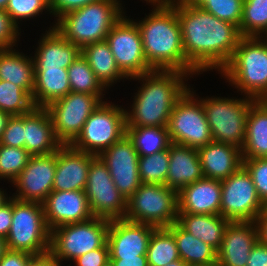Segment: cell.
<instances>
[{
  "label": "cell",
  "mask_w": 267,
  "mask_h": 266,
  "mask_svg": "<svg viewBox=\"0 0 267 266\" xmlns=\"http://www.w3.org/2000/svg\"><path fill=\"white\" fill-rule=\"evenodd\" d=\"M105 100L88 117L72 148L99 156L126 134V109Z\"/></svg>",
  "instance_id": "cell-9"
},
{
  "label": "cell",
  "mask_w": 267,
  "mask_h": 266,
  "mask_svg": "<svg viewBox=\"0 0 267 266\" xmlns=\"http://www.w3.org/2000/svg\"><path fill=\"white\" fill-rule=\"evenodd\" d=\"M81 54L106 89L109 90L111 86L114 87L122 79L123 81L125 78V80L128 79L118 68L106 40L85 45L81 49Z\"/></svg>",
  "instance_id": "cell-30"
},
{
  "label": "cell",
  "mask_w": 267,
  "mask_h": 266,
  "mask_svg": "<svg viewBox=\"0 0 267 266\" xmlns=\"http://www.w3.org/2000/svg\"><path fill=\"white\" fill-rule=\"evenodd\" d=\"M259 240L267 245V206L259 213L255 220Z\"/></svg>",
  "instance_id": "cell-51"
},
{
  "label": "cell",
  "mask_w": 267,
  "mask_h": 266,
  "mask_svg": "<svg viewBox=\"0 0 267 266\" xmlns=\"http://www.w3.org/2000/svg\"><path fill=\"white\" fill-rule=\"evenodd\" d=\"M229 220L220 214L178 213L176 223L185 231L218 250Z\"/></svg>",
  "instance_id": "cell-27"
},
{
  "label": "cell",
  "mask_w": 267,
  "mask_h": 266,
  "mask_svg": "<svg viewBox=\"0 0 267 266\" xmlns=\"http://www.w3.org/2000/svg\"><path fill=\"white\" fill-rule=\"evenodd\" d=\"M168 150L166 186L179 192L183 187L204 177L197 149L171 143Z\"/></svg>",
  "instance_id": "cell-26"
},
{
  "label": "cell",
  "mask_w": 267,
  "mask_h": 266,
  "mask_svg": "<svg viewBox=\"0 0 267 266\" xmlns=\"http://www.w3.org/2000/svg\"><path fill=\"white\" fill-rule=\"evenodd\" d=\"M13 197L0 208V237L7 238L12 225Z\"/></svg>",
  "instance_id": "cell-48"
},
{
  "label": "cell",
  "mask_w": 267,
  "mask_h": 266,
  "mask_svg": "<svg viewBox=\"0 0 267 266\" xmlns=\"http://www.w3.org/2000/svg\"><path fill=\"white\" fill-rule=\"evenodd\" d=\"M109 224L110 220L93 217L85 222L65 224L52 229L49 252L62 263L74 261L107 243Z\"/></svg>",
  "instance_id": "cell-10"
},
{
  "label": "cell",
  "mask_w": 267,
  "mask_h": 266,
  "mask_svg": "<svg viewBox=\"0 0 267 266\" xmlns=\"http://www.w3.org/2000/svg\"><path fill=\"white\" fill-rule=\"evenodd\" d=\"M109 259V247L106 243L103 247L81 255L72 262H75L76 266H103Z\"/></svg>",
  "instance_id": "cell-45"
},
{
  "label": "cell",
  "mask_w": 267,
  "mask_h": 266,
  "mask_svg": "<svg viewBox=\"0 0 267 266\" xmlns=\"http://www.w3.org/2000/svg\"><path fill=\"white\" fill-rule=\"evenodd\" d=\"M99 157L106 164L117 189L128 200L141 185L139 155L133 141L125 134Z\"/></svg>",
  "instance_id": "cell-17"
},
{
  "label": "cell",
  "mask_w": 267,
  "mask_h": 266,
  "mask_svg": "<svg viewBox=\"0 0 267 266\" xmlns=\"http://www.w3.org/2000/svg\"><path fill=\"white\" fill-rule=\"evenodd\" d=\"M174 235L180 259L188 266L217 264V250L183 230L176 222L167 227Z\"/></svg>",
  "instance_id": "cell-32"
},
{
  "label": "cell",
  "mask_w": 267,
  "mask_h": 266,
  "mask_svg": "<svg viewBox=\"0 0 267 266\" xmlns=\"http://www.w3.org/2000/svg\"><path fill=\"white\" fill-rule=\"evenodd\" d=\"M20 36L21 28H18L12 22L5 10L0 9V50H8L17 47L18 44L16 42L20 41Z\"/></svg>",
  "instance_id": "cell-44"
},
{
  "label": "cell",
  "mask_w": 267,
  "mask_h": 266,
  "mask_svg": "<svg viewBox=\"0 0 267 266\" xmlns=\"http://www.w3.org/2000/svg\"><path fill=\"white\" fill-rule=\"evenodd\" d=\"M31 156L24 148L0 144V180H7L11 184L26 167Z\"/></svg>",
  "instance_id": "cell-39"
},
{
  "label": "cell",
  "mask_w": 267,
  "mask_h": 266,
  "mask_svg": "<svg viewBox=\"0 0 267 266\" xmlns=\"http://www.w3.org/2000/svg\"><path fill=\"white\" fill-rule=\"evenodd\" d=\"M169 167V150L139 156L138 169L141 183L166 185Z\"/></svg>",
  "instance_id": "cell-38"
},
{
  "label": "cell",
  "mask_w": 267,
  "mask_h": 266,
  "mask_svg": "<svg viewBox=\"0 0 267 266\" xmlns=\"http://www.w3.org/2000/svg\"><path fill=\"white\" fill-rule=\"evenodd\" d=\"M10 117V114L0 110V139Z\"/></svg>",
  "instance_id": "cell-53"
},
{
  "label": "cell",
  "mask_w": 267,
  "mask_h": 266,
  "mask_svg": "<svg viewBox=\"0 0 267 266\" xmlns=\"http://www.w3.org/2000/svg\"><path fill=\"white\" fill-rule=\"evenodd\" d=\"M126 134L139 156L167 150L171 144L167 126H126Z\"/></svg>",
  "instance_id": "cell-33"
},
{
  "label": "cell",
  "mask_w": 267,
  "mask_h": 266,
  "mask_svg": "<svg viewBox=\"0 0 267 266\" xmlns=\"http://www.w3.org/2000/svg\"><path fill=\"white\" fill-rule=\"evenodd\" d=\"M197 151L205 178L222 181L243 165L241 149L228 143L212 141Z\"/></svg>",
  "instance_id": "cell-25"
},
{
  "label": "cell",
  "mask_w": 267,
  "mask_h": 266,
  "mask_svg": "<svg viewBox=\"0 0 267 266\" xmlns=\"http://www.w3.org/2000/svg\"><path fill=\"white\" fill-rule=\"evenodd\" d=\"M34 71L35 87L32 93V101L35 107L45 108L50 103L71 92L67 69Z\"/></svg>",
  "instance_id": "cell-31"
},
{
  "label": "cell",
  "mask_w": 267,
  "mask_h": 266,
  "mask_svg": "<svg viewBox=\"0 0 267 266\" xmlns=\"http://www.w3.org/2000/svg\"><path fill=\"white\" fill-rule=\"evenodd\" d=\"M243 166L252 178L258 197L267 206V157L243 158Z\"/></svg>",
  "instance_id": "cell-42"
},
{
  "label": "cell",
  "mask_w": 267,
  "mask_h": 266,
  "mask_svg": "<svg viewBox=\"0 0 267 266\" xmlns=\"http://www.w3.org/2000/svg\"><path fill=\"white\" fill-rule=\"evenodd\" d=\"M207 0H180L181 3L188 6L201 7Z\"/></svg>",
  "instance_id": "cell-54"
},
{
  "label": "cell",
  "mask_w": 267,
  "mask_h": 266,
  "mask_svg": "<svg viewBox=\"0 0 267 266\" xmlns=\"http://www.w3.org/2000/svg\"><path fill=\"white\" fill-rule=\"evenodd\" d=\"M166 266H188L185 262H183L181 259H178L176 261H173Z\"/></svg>",
  "instance_id": "cell-58"
},
{
  "label": "cell",
  "mask_w": 267,
  "mask_h": 266,
  "mask_svg": "<svg viewBox=\"0 0 267 266\" xmlns=\"http://www.w3.org/2000/svg\"><path fill=\"white\" fill-rule=\"evenodd\" d=\"M267 30V0H244L239 31L242 37H261Z\"/></svg>",
  "instance_id": "cell-36"
},
{
  "label": "cell",
  "mask_w": 267,
  "mask_h": 266,
  "mask_svg": "<svg viewBox=\"0 0 267 266\" xmlns=\"http://www.w3.org/2000/svg\"><path fill=\"white\" fill-rule=\"evenodd\" d=\"M199 99L202 101L213 141L242 149L248 111L256 99L244 95L242 98L207 96Z\"/></svg>",
  "instance_id": "cell-6"
},
{
  "label": "cell",
  "mask_w": 267,
  "mask_h": 266,
  "mask_svg": "<svg viewBox=\"0 0 267 266\" xmlns=\"http://www.w3.org/2000/svg\"><path fill=\"white\" fill-rule=\"evenodd\" d=\"M34 73L32 56L15 48L0 50V80L20 86L32 97L35 87Z\"/></svg>",
  "instance_id": "cell-29"
},
{
  "label": "cell",
  "mask_w": 267,
  "mask_h": 266,
  "mask_svg": "<svg viewBox=\"0 0 267 266\" xmlns=\"http://www.w3.org/2000/svg\"><path fill=\"white\" fill-rule=\"evenodd\" d=\"M125 14L107 34L111 52L120 71L128 78L152 71L143 52L142 38L137 24Z\"/></svg>",
  "instance_id": "cell-15"
},
{
  "label": "cell",
  "mask_w": 267,
  "mask_h": 266,
  "mask_svg": "<svg viewBox=\"0 0 267 266\" xmlns=\"http://www.w3.org/2000/svg\"><path fill=\"white\" fill-rule=\"evenodd\" d=\"M113 266H148L147 256L138 258L109 259Z\"/></svg>",
  "instance_id": "cell-52"
},
{
  "label": "cell",
  "mask_w": 267,
  "mask_h": 266,
  "mask_svg": "<svg viewBox=\"0 0 267 266\" xmlns=\"http://www.w3.org/2000/svg\"><path fill=\"white\" fill-rule=\"evenodd\" d=\"M267 44V30L260 37Z\"/></svg>",
  "instance_id": "cell-60"
},
{
  "label": "cell",
  "mask_w": 267,
  "mask_h": 266,
  "mask_svg": "<svg viewBox=\"0 0 267 266\" xmlns=\"http://www.w3.org/2000/svg\"><path fill=\"white\" fill-rule=\"evenodd\" d=\"M189 77L176 70H152L130 78L141 86L133 95L131 109L126 108V126H168L175 104L190 88Z\"/></svg>",
  "instance_id": "cell-2"
},
{
  "label": "cell",
  "mask_w": 267,
  "mask_h": 266,
  "mask_svg": "<svg viewBox=\"0 0 267 266\" xmlns=\"http://www.w3.org/2000/svg\"><path fill=\"white\" fill-rule=\"evenodd\" d=\"M56 172V152L32 155L26 167L12 182L13 198L21 201L43 203L53 191Z\"/></svg>",
  "instance_id": "cell-16"
},
{
  "label": "cell",
  "mask_w": 267,
  "mask_h": 266,
  "mask_svg": "<svg viewBox=\"0 0 267 266\" xmlns=\"http://www.w3.org/2000/svg\"><path fill=\"white\" fill-rule=\"evenodd\" d=\"M258 240L255 221L229 222L217 250V265L246 266L249 254Z\"/></svg>",
  "instance_id": "cell-20"
},
{
  "label": "cell",
  "mask_w": 267,
  "mask_h": 266,
  "mask_svg": "<svg viewBox=\"0 0 267 266\" xmlns=\"http://www.w3.org/2000/svg\"><path fill=\"white\" fill-rule=\"evenodd\" d=\"M118 0H98L59 17L54 28L81 49L106 40L111 28L126 14Z\"/></svg>",
  "instance_id": "cell-4"
},
{
  "label": "cell",
  "mask_w": 267,
  "mask_h": 266,
  "mask_svg": "<svg viewBox=\"0 0 267 266\" xmlns=\"http://www.w3.org/2000/svg\"><path fill=\"white\" fill-rule=\"evenodd\" d=\"M5 11L18 28L23 20L30 21L31 18L36 19L47 12L52 15L50 0H9Z\"/></svg>",
  "instance_id": "cell-40"
},
{
  "label": "cell",
  "mask_w": 267,
  "mask_h": 266,
  "mask_svg": "<svg viewBox=\"0 0 267 266\" xmlns=\"http://www.w3.org/2000/svg\"><path fill=\"white\" fill-rule=\"evenodd\" d=\"M206 266H218L217 264H213V265H206Z\"/></svg>",
  "instance_id": "cell-64"
},
{
  "label": "cell",
  "mask_w": 267,
  "mask_h": 266,
  "mask_svg": "<svg viewBox=\"0 0 267 266\" xmlns=\"http://www.w3.org/2000/svg\"><path fill=\"white\" fill-rule=\"evenodd\" d=\"M51 230L42 203L13 198L12 225L6 238L7 249L32 255L49 252Z\"/></svg>",
  "instance_id": "cell-7"
},
{
  "label": "cell",
  "mask_w": 267,
  "mask_h": 266,
  "mask_svg": "<svg viewBox=\"0 0 267 266\" xmlns=\"http://www.w3.org/2000/svg\"><path fill=\"white\" fill-rule=\"evenodd\" d=\"M62 262L54 257L50 252L33 255L28 266H62Z\"/></svg>",
  "instance_id": "cell-50"
},
{
  "label": "cell",
  "mask_w": 267,
  "mask_h": 266,
  "mask_svg": "<svg viewBox=\"0 0 267 266\" xmlns=\"http://www.w3.org/2000/svg\"><path fill=\"white\" fill-rule=\"evenodd\" d=\"M103 266H113L112 265V263L109 261V262H107L105 265H103Z\"/></svg>",
  "instance_id": "cell-62"
},
{
  "label": "cell",
  "mask_w": 267,
  "mask_h": 266,
  "mask_svg": "<svg viewBox=\"0 0 267 266\" xmlns=\"http://www.w3.org/2000/svg\"><path fill=\"white\" fill-rule=\"evenodd\" d=\"M85 194L94 217L110 221L124 219L127 200L115 186L106 164L99 156L91 162Z\"/></svg>",
  "instance_id": "cell-14"
},
{
  "label": "cell",
  "mask_w": 267,
  "mask_h": 266,
  "mask_svg": "<svg viewBox=\"0 0 267 266\" xmlns=\"http://www.w3.org/2000/svg\"><path fill=\"white\" fill-rule=\"evenodd\" d=\"M180 0H150V5H155V4H166V3H173V2H178Z\"/></svg>",
  "instance_id": "cell-57"
},
{
  "label": "cell",
  "mask_w": 267,
  "mask_h": 266,
  "mask_svg": "<svg viewBox=\"0 0 267 266\" xmlns=\"http://www.w3.org/2000/svg\"><path fill=\"white\" fill-rule=\"evenodd\" d=\"M178 216V192L166 185L141 183L127 200L125 220L169 227Z\"/></svg>",
  "instance_id": "cell-8"
},
{
  "label": "cell",
  "mask_w": 267,
  "mask_h": 266,
  "mask_svg": "<svg viewBox=\"0 0 267 266\" xmlns=\"http://www.w3.org/2000/svg\"><path fill=\"white\" fill-rule=\"evenodd\" d=\"M118 1L122 3V1H120V0H118ZM144 1H146V4H147V3L150 4V0H144Z\"/></svg>",
  "instance_id": "cell-63"
},
{
  "label": "cell",
  "mask_w": 267,
  "mask_h": 266,
  "mask_svg": "<svg viewBox=\"0 0 267 266\" xmlns=\"http://www.w3.org/2000/svg\"><path fill=\"white\" fill-rule=\"evenodd\" d=\"M71 91L87 93L97 96L102 102L105 101L106 88L97 79L82 54L67 68ZM104 93V94H103Z\"/></svg>",
  "instance_id": "cell-34"
},
{
  "label": "cell",
  "mask_w": 267,
  "mask_h": 266,
  "mask_svg": "<svg viewBox=\"0 0 267 266\" xmlns=\"http://www.w3.org/2000/svg\"><path fill=\"white\" fill-rule=\"evenodd\" d=\"M195 91L190 86L177 101L167 127L171 143L199 149L213 139L202 101Z\"/></svg>",
  "instance_id": "cell-11"
},
{
  "label": "cell",
  "mask_w": 267,
  "mask_h": 266,
  "mask_svg": "<svg viewBox=\"0 0 267 266\" xmlns=\"http://www.w3.org/2000/svg\"><path fill=\"white\" fill-rule=\"evenodd\" d=\"M96 155L62 145L56 151V172L53 191H85L88 171Z\"/></svg>",
  "instance_id": "cell-21"
},
{
  "label": "cell",
  "mask_w": 267,
  "mask_h": 266,
  "mask_svg": "<svg viewBox=\"0 0 267 266\" xmlns=\"http://www.w3.org/2000/svg\"><path fill=\"white\" fill-rule=\"evenodd\" d=\"M42 204L50 230L65 224L85 222L94 217L83 190L52 191Z\"/></svg>",
  "instance_id": "cell-19"
},
{
  "label": "cell",
  "mask_w": 267,
  "mask_h": 266,
  "mask_svg": "<svg viewBox=\"0 0 267 266\" xmlns=\"http://www.w3.org/2000/svg\"><path fill=\"white\" fill-rule=\"evenodd\" d=\"M61 146L46 108L34 107L24 114V149L27 152L31 155H47L55 153Z\"/></svg>",
  "instance_id": "cell-24"
},
{
  "label": "cell",
  "mask_w": 267,
  "mask_h": 266,
  "mask_svg": "<svg viewBox=\"0 0 267 266\" xmlns=\"http://www.w3.org/2000/svg\"><path fill=\"white\" fill-rule=\"evenodd\" d=\"M98 0H50V9L56 21L62 15L82 8L88 4L94 3Z\"/></svg>",
  "instance_id": "cell-46"
},
{
  "label": "cell",
  "mask_w": 267,
  "mask_h": 266,
  "mask_svg": "<svg viewBox=\"0 0 267 266\" xmlns=\"http://www.w3.org/2000/svg\"><path fill=\"white\" fill-rule=\"evenodd\" d=\"M7 244L6 239L3 237H0V260L2 259L4 253L7 251Z\"/></svg>",
  "instance_id": "cell-56"
},
{
  "label": "cell",
  "mask_w": 267,
  "mask_h": 266,
  "mask_svg": "<svg viewBox=\"0 0 267 266\" xmlns=\"http://www.w3.org/2000/svg\"><path fill=\"white\" fill-rule=\"evenodd\" d=\"M32 256L24 251L7 250L0 260V266H28Z\"/></svg>",
  "instance_id": "cell-47"
},
{
  "label": "cell",
  "mask_w": 267,
  "mask_h": 266,
  "mask_svg": "<svg viewBox=\"0 0 267 266\" xmlns=\"http://www.w3.org/2000/svg\"><path fill=\"white\" fill-rule=\"evenodd\" d=\"M221 188L220 215L230 222L255 221L266 207L258 197L252 178L243 165L221 181Z\"/></svg>",
  "instance_id": "cell-13"
},
{
  "label": "cell",
  "mask_w": 267,
  "mask_h": 266,
  "mask_svg": "<svg viewBox=\"0 0 267 266\" xmlns=\"http://www.w3.org/2000/svg\"><path fill=\"white\" fill-rule=\"evenodd\" d=\"M244 0H207L201 8L218 19L240 26Z\"/></svg>",
  "instance_id": "cell-41"
},
{
  "label": "cell",
  "mask_w": 267,
  "mask_h": 266,
  "mask_svg": "<svg viewBox=\"0 0 267 266\" xmlns=\"http://www.w3.org/2000/svg\"><path fill=\"white\" fill-rule=\"evenodd\" d=\"M241 151L243 158L267 157V105L262 100H256L249 108Z\"/></svg>",
  "instance_id": "cell-28"
},
{
  "label": "cell",
  "mask_w": 267,
  "mask_h": 266,
  "mask_svg": "<svg viewBox=\"0 0 267 266\" xmlns=\"http://www.w3.org/2000/svg\"><path fill=\"white\" fill-rule=\"evenodd\" d=\"M181 27L186 74L191 78L229 63L242 35L235 24L218 19L201 7L176 2Z\"/></svg>",
  "instance_id": "cell-1"
},
{
  "label": "cell",
  "mask_w": 267,
  "mask_h": 266,
  "mask_svg": "<svg viewBox=\"0 0 267 266\" xmlns=\"http://www.w3.org/2000/svg\"><path fill=\"white\" fill-rule=\"evenodd\" d=\"M221 181L201 178L178 192V213L220 214Z\"/></svg>",
  "instance_id": "cell-23"
},
{
  "label": "cell",
  "mask_w": 267,
  "mask_h": 266,
  "mask_svg": "<svg viewBox=\"0 0 267 266\" xmlns=\"http://www.w3.org/2000/svg\"><path fill=\"white\" fill-rule=\"evenodd\" d=\"M9 0H0V9L6 10L7 4Z\"/></svg>",
  "instance_id": "cell-59"
},
{
  "label": "cell",
  "mask_w": 267,
  "mask_h": 266,
  "mask_svg": "<svg viewBox=\"0 0 267 266\" xmlns=\"http://www.w3.org/2000/svg\"><path fill=\"white\" fill-rule=\"evenodd\" d=\"M248 259L246 266H267V245L258 240Z\"/></svg>",
  "instance_id": "cell-49"
},
{
  "label": "cell",
  "mask_w": 267,
  "mask_h": 266,
  "mask_svg": "<svg viewBox=\"0 0 267 266\" xmlns=\"http://www.w3.org/2000/svg\"><path fill=\"white\" fill-rule=\"evenodd\" d=\"M242 95L262 100L267 94V44L242 37L229 63L218 73Z\"/></svg>",
  "instance_id": "cell-5"
},
{
  "label": "cell",
  "mask_w": 267,
  "mask_h": 266,
  "mask_svg": "<svg viewBox=\"0 0 267 266\" xmlns=\"http://www.w3.org/2000/svg\"><path fill=\"white\" fill-rule=\"evenodd\" d=\"M151 8V12L142 20H133L141 34L147 63L152 70L186 73V57L176 2L155 4Z\"/></svg>",
  "instance_id": "cell-3"
},
{
  "label": "cell",
  "mask_w": 267,
  "mask_h": 266,
  "mask_svg": "<svg viewBox=\"0 0 267 266\" xmlns=\"http://www.w3.org/2000/svg\"><path fill=\"white\" fill-rule=\"evenodd\" d=\"M0 144L24 148V114L11 116L3 131Z\"/></svg>",
  "instance_id": "cell-43"
},
{
  "label": "cell",
  "mask_w": 267,
  "mask_h": 266,
  "mask_svg": "<svg viewBox=\"0 0 267 266\" xmlns=\"http://www.w3.org/2000/svg\"><path fill=\"white\" fill-rule=\"evenodd\" d=\"M101 102L95 95L71 91L45 107L52 119L56 139L62 145H70Z\"/></svg>",
  "instance_id": "cell-12"
},
{
  "label": "cell",
  "mask_w": 267,
  "mask_h": 266,
  "mask_svg": "<svg viewBox=\"0 0 267 266\" xmlns=\"http://www.w3.org/2000/svg\"><path fill=\"white\" fill-rule=\"evenodd\" d=\"M7 191H5L3 188H0V208L6 204L9 199L12 197V196H8V194L6 193Z\"/></svg>",
  "instance_id": "cell-55"
},
{
  "label": "cell",
  "mask_w": 267,
  "mask_h": 266,
  "mask_svg": "<svg viewBox=\"0 0 267 266\" xmlns=\"http://www.w3.org/2000/svg\"><path fill=\"white\" fill-rule=\"evenodd\" d=\"M180 259L173 233L167 227L155 228L148 249V266H166Z\"/></svg>",
  "instance_id": "cell-35"
},
{
  "label": "cell",
  "mask_w": 267,
  "mask_h": 266,
  "mask_svg": "<svg viewBox=\"0 0 267 266\" xmlns=\"http://www.w3.org/2000/svg\"><path fill=\"white\" fill-rule=\"evenodd\" d=\"M32 97L20 86L0 80V110L14 115H22L34 108Z\"/></svg>",
  "instance_id": "cell-37"
},
{
  "label": "cell",
  "mask_w": 267,
  "mask_h": 266,
  "mask_svg": "<svg viewBox=\"0 0 267 266\" xmlns=\"http://www.w3.org/2000/svg\"><path fill=\"white\" fill-rule=\"evenodd\" d=\"M262 101L267 105V94L264 96V98L262 99Z\"/></svg>",
  "instance_id": "cell-61"
},
{
  "label": "cell",
  "mask_w": 267,
  "mask_h": 266,
  "mask_svg": "<svg viewBox=\"0 0 267 266\" xmlns=\"http://www.w3.org/2000/svg\"><path fill=\"white\" fill-rule=\"evenodd\" d=\"M53 25L54 22L41 34L35 47L34 70L67 69L81 55V48L63 37Z\"/></svg>",
  "instance_id": "cell-22"
},
{
  "label": "cell",
  "mask_w": 267,
  "mask_h": 266,
  "mask_svg": "<svg viewBox=\"0 0 267 266\" xmlns=\"http://www.w3.org/2000/svg\"><path fill=\"white\" fill-rule=\"evenodd\" d=\"M155 228L153 225L125 219L111 220L107 235L110 259L147 256L148 244Z\"/></svg>",
  "instance_id": "cell-18"
}]
</instances>
